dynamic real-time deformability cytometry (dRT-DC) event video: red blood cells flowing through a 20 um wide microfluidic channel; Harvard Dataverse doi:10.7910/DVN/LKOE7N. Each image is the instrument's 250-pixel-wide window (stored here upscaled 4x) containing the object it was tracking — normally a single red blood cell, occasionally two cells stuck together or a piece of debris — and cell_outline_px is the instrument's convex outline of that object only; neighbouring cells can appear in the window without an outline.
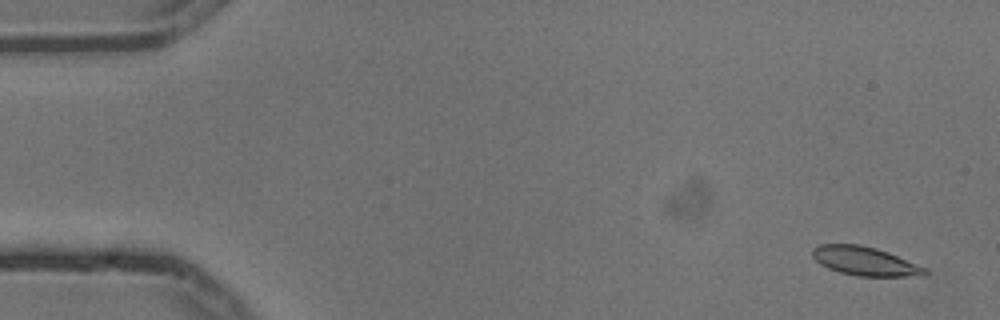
{"species": "common noctule bat (a hibernating species)", "species_latin": "Nyctalus noctula", "temperature_condition": "cold", "stored_images_in_passage": 5, "camera_frame_rate_fps": 3000, "um_per_image_px": 0.085, "animal": {"sex": "male", "body_mass_g": 13.3}, "frame": {"image": 1, "passage_image": 1, "time_ms": 0.0, "image_size_px": [1000, 320], "cell_outline_px": [[928, 276], [856, 276], [840, 272], [828, 268], [820, 264], [812, 256], [812, 248], [820, 244], [860, 244], [876, 248], [888, 252], [928, 268]], "centroid_in_image_um": [73.55, 22.2], "position_along_channel_um": 11.4, "area_um2": 19.07}}
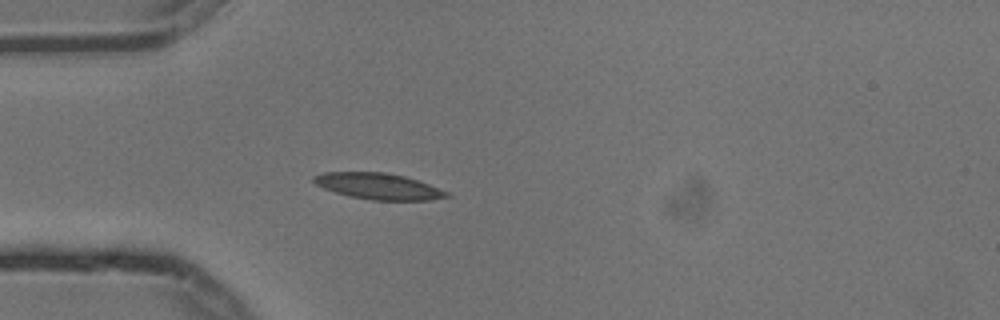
{"frame": {"image": 2, "passage_image": 5, "time_ms": 1.333, "image_size_px": [1000, 320], "cell_outline_px": [[452, 196], [428, 200], [372, 200], [348, 196], [324, 188], [316, 184], [312, 180], [312, 176], [324, 172], [384, 172], [404, 176], [428, 184], [448, 192]], "centroid_in_image_um": [32.14, 15.83], "position_along_channel_um": 52.9, "area_um2": 20.11}}